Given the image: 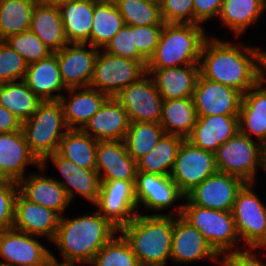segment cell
Returning <instances> with one entry per match:
<instances>
[{
  "label": "cell",
  "instance_id": "40",
  "mask_svg": "<svg viewBox=\"0 0 266 266\" xmlns=\"http://www.w3.org/2000/svg\"><path fill=\"white\" fill-rule=\"evenodd\" d=\"M123 17L124 25H164L160 5L144 0H113Z\"/></svg>",
  "mask_w": 266,
  "mask_h": 266
},
{
  "label": "cell",
  "instance_id": "30",
  "mask_svg": "<svg viewBox=\"0 0 266 266\" xmlns=\"http://www.w3.org/2000/svg\"><path fill=\"white\" fill-rule=\"evenodd\" d=\"M30 30L52 53L58 52L69 43L58 5L37 3L33 10Z\"/></svg>",
  "mask_w": 266,
  "mask_h": 266
},
{
  "label": "cell",
  "instance_id": "55",
  "mask_svg": "<svg viewBox=\"0 0 266 266\" xmlns=\"http://www.w3.org/2000/svg\"><path fill=\"white\" fill-rule=\"evenodd\" d=\"M144 1L156 4V5H161V3L163 2V0H144Z\"/></svg>",
  "mask_w": 266,
  "mask_h": 266
},
{
  "label": "cell",
  "instance_id": "41",
  "mask_svg": "<svg viewBox=\"0 0 266 266\" xmlns=\"http://www.w3.org/2000/svg\"><path fill=\"white\" fill-rule=\"evenodd\" d=\"M94 266H139L129 242L121 234L113 237L94 256Z\"/></svg>",
  "mask_w": 266,
  "mask_h": 266
},
{
  "label": "cell",
  "instance_id": "54",
  "mask_svg": "<svg viewBox=\"0 0 266 266\" xmlns=\"http://www.w3.org/2000/svg\"><path fill=\"white\" fill-rule=\"evenodd\" d=\"M10 181L0 170V183Z\"/></svg>",
  "mask_w": 266,
  "mask_h": 266
},
{
  "label": "cell",
  "instance_id": "6",
  "mask_svg": "<svg viewBox=\"0 0 266 266\" xmlns=\"http://www.w3.org/2000/svg\"><path fill=\"white\" fill-rule=\"evenodd\" d=\"M215 163L218 172L254 183L258 167L266 170V147L239 131L220 145L215 152Z\"/></svg>",
  "mask_w": 266,
  "mask_h": 266
},
{
  "label": "cell",
  "instance_id": "51",
  "mask_svg": "<svg viewBox=\"0 0 266 266\" xmlns=\"http://www.w3.org/2000/svg\"><path fill=\"white\" fill-rule=\"evenodd\" d=\"M265 69V70H263ZM266 50H260L259 55V81L264 85L266 82Z\"/></svg>",
  "mask_w": 266,
  "mask_h": 266
},
{
  "label": "cell",
  "instance_id": "39",
  "mask_svg": "<svg viewBox=\"0 0 266 266\" xmlns=\"http://www.w3.org/2000/svg\"><path fill=\"white\" fill-rule=\"evenodd\" d=\"M164 134L160 123L131 122L123 141L130 156L137 161L152 151Z\"/></svg>",
  "mask_w": 266,
  "mask_h": 266
},
{
  "label": "cell",
  "instance_id": "34",
  "mask_svg": "<svg viewBox=\"0 0 266 266\" xmlns=\"http://www.w3.org/2000/svg\"><path fill=\"white\" fill-rule=\"evenodd\" d=\"M98 141L82 129H68L62 137L57 153L80 167L96 170Z\"/></svg>",
  "mask_w": 266,
  "mask_h": 266
},
{
  "label": "cell",
  "instance_id": "31",
  "mask_svg": "<svg viewBox=\"0 0 266 266\" xmlns=\"http://www.w3.org/2000/svg\"><path fill=\"white\" fill-rule=\"evenodd\" d=\"M58 7L67 41L90 45L94 0H72Z\"/></svg>",
  "mask_w": 266,
  "mask_h": 266
},
{
  "label": "cell",
  "instance_id": "1",
  "mask_svg": "<svg viewBox=\"0 0 266 266\" xmlns=\"http://www.w3.org/2000/svg\"><path fill=\"white\" fill-rule=\"evenodd\" d=\"M259 55L257 48L207 37L201 49L199 74L244 94L259 81Z\"/></svg>",
  "mask_w": 266,
  "mask_h": 266
},
{
  "label": "cell",
  "instance_id": "8",
  "mask_svg": "<svg viewBox=\"0 0 266 266\" xmlns=\"http://www.w3.org/2000/svg\"><path fill=\"white\" fill-rule=\"evenodd\" d=\"M98 51L90 88L115 97L122 89L138 81L146 72L148 61H135Z\"/></svg>",
  "mask_w": 266,
  "mask_h": 266
},
{
  "label": "cell",
  "instance_id": "49",
  "mask_svg": "<svg viewBox=\"0 0 266 266\" xmlns=\"http://www.w3.org/2000/svg\"><path fill=\"white\" fill-rule=\"evenodd\" d=\"M223 0H193L194 24L219 16Z\"/></svg>",
  "mask_w": 266,
  "mask_h": 266
},
{
  "label": "cell",
  "instance_id": "11",
  "mask_svg": "<svg viewBox=\"0 0 266 266\" xmlns=\"http://www.w3.org/2000/svg\"><path fill=\"white\" fill-rule=\"evenodd\" d=\"M115 98L123 106L131 122L160 123L164 100L149 73L122 89Z\"/></svg>",
  "mask_w": 266,
  "mask_h": 266
},
{
  "label": "cell",
  "instance_id": "50",
  "mask_svg": "<svg viewBox=\"0 0 266 266\" xmlns=\"http://www.w3.org/2000/svg\"><path fill=\"white\" fill-rule=\"evenodd\" d=\"M21 127L22 122L0 104V133L18 131Z\"/></svg>",
  "mask_w": 266,
  "mask_h": 266
},
{
  "label": "cell",
  "instance_id": "29",
  "mask_svg": "<svg viewBox=\"0 0 266 266\" xmlns=\"http://www.w3.org/2000/svg\"><path fill=\"white\" fill-rule=\"evenodd\" d=\"M80 89H67L69 94L71 93L72 95L69 98V102L64 95L59 99L69 129H82L108 98L106 94L97 89L90 87H84V89L82 87Z\"/></svg>",
  "mask_w": 266,
  "mask_h": 266
},
{
  "label": "cell",
  "instance_id": "14",
  "mask_svg": "<svg viewBox=\"0 0 266 266\" xmlns=\"http://www.w3.org/2000/svg\"><path fill=\"white\" fill-rule=\"evenodd\" d=\"M242 96L236 89L210 81L199 74L192 98L197 117H205L239 115Z\"/></svg>",
  "mask_w": 266,
  "mask_h": 266
},
{
  "label": "cell",
  "instance_id": "5",
  "mask_svg": "<svg viewBox=\"0 0 266 266\" xmlns=\"http://www.w3.org/2000/svg\"><path fill=\"white\" fill-rule=\"evenodd\" d=\"M21 128L31 152L40 162L46 156L57 152L62 137L69 129L59 101H43L36 111L22 122Z\"/></svg>",
  "mask_w": 266,
  "mask_h": 266
},
{
  "label": "cell",
  "instance_id": "3",
  "mask_svg": "<svg viewBox=\"0 0 266 266\" xmlns=\"http://www.w3.org/2000/svg\"><path fill=\"white\" fill-rule=\"evenodd\" d=\"M176 213L137 216L119 232L129 242L139 264L165 266L171 260L173 215H181L182 205Z\"/></svg>",
  "mask_w": 266,
  "mask_h": 266
},
{
  "label": "cell",
  "instance_id": "48",
  "mask_svg": "<svg viewBox=\"0 0 266 266\" xmlns=\"http://www.w3.org/2000/svg\"><path fill=\"white\" fill-rule=\"evenodd\" d=\"M256 248L248 247L246 250H236L219 255L224 256L222 260H219L222 266H266L262 261L256 257V254H252ZM251 252V253H250Z\"/></svg>",
  "mask_w": 266,
  "mask_h": 266
},
{
  "label": "cell",
  "instance_id": "18",
  "mask_svg": "<svg viewBox=\"0 0 266 266\" xmlns=\"http://www.w3.org/2000/svg\"><path fill=\"white\" fill-rule=\"evenodd\" d=\"M204 258L221 259L194 226L181 215H173L172 261L176 263H191Z\"/></svg>",
  "mask_w": 266,
  "mask_h": 266
},
{
  "label": "cell",
  "instance_id": "12",
  "mask_svg": "<svg viewBox=\"0 0 266 266\" xmlns=\"http://www.w3.org/2000/svg\"><path fill=\"white\" fill-rule=\"evenodd\" d=\"M136 181H100L98 212L119 230L138 214Z\"/></svg>",
  "mask_w": 266,
  "mask_h": 266
},
{
  "label": "cell",
  "instance_id": "26",
  "mask_svg": "<svg viewBox=\"0 0 266 266\" xmlns=\"http://www.w3.org/2000/svg\"><path fill=\"white\" fill-rule=\"evenodd\" d=\"M157 86L163 100L193 97L199 64L171 67L165 69H146Z\"/></svg>",
  "mask_w": 266,
  "mask_h": 266
},
{
  "label": "cell",
  "instance_id": "45",
  "mask_svg": "<svg viewBox=\"0 0 266 266\" xmlns=\"http://www.w3.org/2000/svg\"><path fill=\"white\" fill-rule=\"evenodd\" d=\"M160 9L165 23L194 24L193 0H163Z\"/></svg>",
  "mask_w": 266,
  "mask_h": 266
},
{
  "label": "cell",
  "instance_id": "35",
  "mask_svg": "<svg viewBox=\"0 0 266 266\" xmlns=\"http://www.w3.org/2000/svg\"><path fill=\"white\" fill-rule=\"evenodd\" d=\"M183 140L180 136L164 134L152 151L136 161L137 172L170 176Z\"/></svg>",
  "mask_w": 266,
  "mask_h": 266
},
{
  "label": "cell",
  "instance_id": "36",
  "mask_svg": "<svg viewBox=\"0 0 266 266\" xmlns=\"http://www.w3.org/2000/svg\"><path fill=\"white\" fill-rule=\"evenodd\" d=\"M265 9L266 0H223L218 17L238 36L257 22Z\"/></svg>",
  "mask_w": 266,
  "mask_h": 266
},
{
  "label": "cell",
  "instance_id": "23",
  "mask_svg": "<svg viewBox=\"0 0 266 266\" xmlns=\"http://www.w3.org/2000/svg\"><path fill=\"white\" fill-rule=\"evenodd\" d=\"M239 115L197 117L186 138L194 146L215 153L220 145L239 132Z\"/></svg>",
  "mask_w": 266,
  "mask_h": 266
},
{
  "label": "cell",
  "instance_id": "4",
  "mask_svg": "<svg viewBox=\"0 0 266 266\" xmlns=\"http://www.w3.org/2000/svg\"><path fill=\"white\" fill-rule=\"evenodd\" d=\"M207 35L200 24L164 23L158 45L146 69L199 64Z\"/></svg>",
  "mask_w": 266,
  "mask_h": 266
},
{
  "label": "cell",
  "instance_id": "43",
  "mask_svg": "<svg viewBox=\"0 0 266 266\" xmlns=\"http://www.w3.org/2000/svg\"><path fill=\"white\" fill-rule=\"evenodd\" d=\"M28 64L4 40H0V84L24 80Z\"/></svg>",
  "mask_w": 266,
  "mask_h": 266
},
{
  "label": "cell",
  "instance_id": "46",
  "mask_svg": "<svg viewBox=\"0 0 266 266\" xmlns=\"http://www.w3.org/2000/svg\"><path fill=\"white\" fill-rule=\"evenodd\" d=\"M17 192L18 183L16 181L0 183V232L13 227Z\"/></svg>",
  "mask_w": 266,
  "mask_h": 266
},
{
  "label": "cell",
  "instance_id": "28",
  "mask_svg": "<svg viewBox=\"0 0 266 266\" xmlns=\"http://www.w3.org/2000/svg\"><path fill=\"white\" fill-rule=\"evenodd\" d=\"M238 117L239 131L266 147V87L260 81L243 94Z\"/></svg>",
  "mask_w": 266,
  "mask_h": 266
},
{
  "label": "cell",
  "instance_id": "53",
  "mask_svg": "<svg viewBox=\"0 0 266 266\" xmlns=\"http://www.w3.org/2000/svg\"><path fill=\"white\" fill-rule=\"evenodd\" d=\"M41 266H61V265L59 264L57 258H55V256L51 253V258Z\"/></svg>",
  "mask_w": 266,
  "mask_h": 266
},
{
  "label": "cell",
  "instance_id": "24",
  "mask_svg": "<svg viewBox=\"0 0 266 266\" xmlns=\"http://www.w3.org/2000/svg\"><path fill=\"white\" fill-rule=\"evenodd\" d=\"M29 164L41 165L31 152L22 128L18 131L0 133V170L12 181L18 182L25 177Z\"/></svg>",
  "mask_w": 266,
  "mask_h": 266
},
{
  "label": "cell",
  "instance_id": "27",
  "mask_svg": "<svg viewBox=\"0 0 266 266\" xmlns=\"http://www.w3.org/2000/svg\"><path fill=\"white\" fill-rule=\"evenodd\" d=\"M24 81L42 101H59L62 94H53L65 89L61 78L57 55L28 64Z\"/></svg>",
  "mask_w": 266,
  "mask_h": 266
},
{
  "label": "cell",
  "instance_id": "20",
  "mask_svg": "<svg viewBox=\"0 0 266 266\" xmlns=\"http://www.w3.org/2000/svg\"><path fill=\"white\" fill-rule=\"evenodd\" d=\"M61 215L40 204L33 203L17 192L13 229L35 236L54 239Z\"/></svg>",
  "mask_w": 266,
  "mask_h": 266
},
{
  "label": "cell",
  "instance_id": "15",
  "mask_svg": "<svg viewBox=\"0 0 266 266\" xmlns=\"http://www.w3.org/2000/svg\"><path fill=\"white\" fill-rule=\"evenodd\" d=\"M35 235L9 229L0 232V257L5 266H41L51 258V252ZM35 238V239H34Z\"/></svg>",
  "mask_w": 266,
  "mask_h": 266
},
{
  "label": "cell",
  "instance_id": "44",
  "mask_svg": "<svg viewBox=\"0 0 266 266\" xmlns=\"http://www.w3.org/2000/svg\"><path fill=\"white\" fill-rule=\"evenodd\" d=\"M103 49L110 55L121 56L135 61H147L135 46L134 26L131 25H123Z\"/></svg>",
  "mask_w": 266,
  "mask_h": 266
},
{
  "label": "cell",
  "instance_id": "33",
  "mask_svg": "<svg viewBox=\"0 0 266 266\" xmlns=\"http://www.w3.org/2000/svg\"><path fill=\"white\" fill-rule=\"evenodd\" d=\"M123 25V17L113 0H94L90 45L104 48Z\"/></svg>",
  "mask_w": 266,
  "mask_h": 266
},
{
  "label": "cell",
  "instance_id": "56",
  "mask_svg": "<svg viewBox=\"0 0 266 266\" xmlns=\"http://www.w3.org/2000/svg\"><path fill=\"white\" fill-rule=\"evenodd\" d=\"M260 247L266 249V238L256 248H260Z\"/></svg>",
  "mask_w": 266,
  "mask_h": 266
},
{
  "label": "cell",
  "instance_id": "38",
  "mask_svg": "<svg viewBox=\"0 0 266 266\" xmlns=\"http://www.w3.org/2000/svg\"><path fill=\"white\" fill-rule=\"evenodd\" d=\"M37 0H0V40L30 30Z\"/></svg>",
  "mask_w": 266,
  "mask_h": 266
},
{
  "label": "cell",
  "instance_id": "16",
  "mask_svg": "<svg viewBox=\"0 0 266 266\" xmlns=\"http://www.w3.org/2000/svg\"><path fill=\"white\" fill-rule=\"evenodd\" d=\"M86 43H68L58 52L57 61L64 86L70 88L89 87L94 70V63L99 48Z\"/></svg>",
  "mask_w": 266,
  "mask_h": 266
},
{
  "label": "cell",
  "instance_id": "47",
  "mask_svg": "<svg viewBox=\"0 0 266 266\" xmlns=\"http://www.w3.org/2000/svg\"><path fill=\"white\" fill-rule=\"evenodd\" d=\"M163 25L134 26L135 46L147 60L153 56Z\"/></svg>",
  "mask_w": 266,
  "mask_h": 266
},
{
  "label": "cell",
  "instance_id": "19",
  "mask_svg": "<svg viewBox=\"0 0 266 266\" xmlns=\"http://www.w3.org/2000/svg\"><path fill=\"white\" fill-rule=\"evenodd\" d=\"M96 171L100 181H136L137 164L128 153L124 141H98Z\"/></svg>",
  "mask_w": 266,
  "mask_h": 266
},
{
  "label": "cell",
  "instance_id": "22",
  "mask_svg": "<svg viewBox=\"0 0 266 266\" xmlns=\"http://www.w3.org/2000/svg\"><path fill=\"white\" fill-rule=\"evenodd\" d=\"M130 123L119 101L115 97H108L82 130L97 141H123Z\"/></svg>",
  "mask_w": 266,
  "mask_h": 266
},
{
  "label": "cell",
  "instance_id": "37",
  "mask_svg": "<svg viewBox=\"0 0 266 266\" xmlns=\"http://www.w3.org/2000/svg\"><path fill=\"white\" fill-rule=\"evenodd\" d=\"M19 81L0 84V104L23 122L36 111L43 101L24 80Z\"/></svg>",
  "mask_w": 266,
  "mask_h": 266
},
{
  "label": "cell",
  "instance_id": "57",
  "mask_svg": "<svg viewBox=\"0 0 266 266\" xmlns=\"http://www.w3.org/2000/svg\"><path fill=\"white\" fill-rule=\"evenodd\" d=\"M139 266H155V265H142V264H140Z\"/></svg>",
  "mask_w": 266,
  "mask_h": 266
},
{
  "label": "cell",
  "instance_id": "52",
  "mask_svg": "<svg viewBox=\"0 0 266 266\" xmlns=\"http://www.w3.org/2000/svg\"><path fill=\"white\" fill-rule=\"evenodd\" d=\"M67 1H72V0H37L38 3L46 5H59Z\"/></svg>",
  "mask_w": 266,
  "mask_h": 266
},
{
  "label": "cell",
  "instance_id": "42",
  "mask_svg": "<svg viewBox=\"0 0 266 266\" xmlns=\"http://www.w3.org/2000/svg\"><path fill=\"white\" fill-rule=\"evenodd\" d=\"M27 64L47 58L52 52L31 30L8 36L4 40Z\"/></svg>",
  "mask_w": 266,
  "mask_h": 266
},
{
  "label": "cell",
  "instance_id": "13",
  "mask_svg": "<svg viewBox=\"0 0 266 266\" xmlns=\"http://www.w3.org/2000/svg\"><path fill=\"white\" fill-rule=\"evenodd\" d=\"M245 182L239 177L216 172L185 195L183 205H197L220 211H232L237 193Z\"/></svg>",
  "mask_w": 266,
  "mask_h": 266
},
{
  "label": "cell",
  "instance_id": "21",
  "mask_svg": "<svg viewBox=\"0 0 266 266\" xmlns=\"http://www.w3.org/2000/svg\"><path fill=\"white\" fill-rule=\"evenodd\" d=\"M135 195L137 205L143 204L148 210H164L185 195L168 175L145 172L136 173Z\"/></svg>",
  "mask_w": 266,
  "mask_h": 266
},
{
  "label": "cell",
  "instance_id": "10",
  "mask_svg": "<svg viewBox=\"0 0 266 266\" xmlns=\"http://www.w3.org/2000/svg\"><path fill=\"white\" fill-rule=\"evenodd\" d=\"M216 172L215 153L194 146L184 139L170 176L180 191L186 195Z\"/></svg>",
  "mask_w": 266,
  "mask_h": 266
},
{
  "label": "cell",
  "instance_id": "9",
  "mask_svg": "<svg viewBox=\"0 0 266 266\" xmlns=\"http://www.w3.org/2000/svg\"><path fill=\"white\" fill-rule=\"evenodd\" d=\"M254 183H245L239 190L232 209L240 240L256 248L266 238V205L252 190Z\"/></svg>",
  "mask_w": 266,
  "mask_h": 266
},
{
  "label": "cell",
  "instance_id": "17",
  "mask_svg": "<svg viewBox=\"0 0 266 266\" xmlns=\"http://www.w3.org/2000/svg\"><path fill=\"white\" fill-rule=\"evenodd\" d=\"M51 160L64 181H56L65 189L68 199L72 201L76 193L95 204L99 198L100 179L96 170H89L78 166L69 159L61 157L57 152L46 156L39 169L45 170L47 160Z\"/></svg>",
  "mask_w": 266,
  "mask_h": 266
},
{
  "label": "cell",
  "instance_id": "25",
  "mask_svg": "<svg viewBox=\"0 0 266 266\" xmlns=\"http://www.w3.org/2000/svg\"><path fill=\"white\" fill-rule=\"evenodd\" d=\"M17 183L18 191L25 198L55 211L61 216L71 202L65 189L52 177L34 173L29 177L20 179Z\"/></svg>",
  "mask_w": 266,
  "mask_h": 266
},
{
  "label": "cell",
  "instance_id": "2",
  "mask_svg": "<svg viewBox=\"0 0 266 266\" xmlns=\"http://www.w3.org/2000/svg\"><path fill=\"white\" fill-rule=\"evenodd\" d=\"M119 232L97 210L93 215L74 219L61 216L52 240L63 257L61 266H76L78 262L90 264L97 252Z\"/></svg>",
  "mask_w": 266,
  "mask_h": 266
},
{
  "label": "cell",
  "instance_id": "7",
  "mask_svg": "<svg viewBox=\"0 0 266 266\" xmlns=\"http://www.w3.org/2000/svg\"><path fill=\"white\" fill-rule=\"evenodd\" d=\"M181 216L202 234L218 255L234 251L235 243L241 241L235 228L232 211L182 205Z\"/></svg>",
  "mask_w": 266,
  "mask_h": 266
},
{
  "label": "cell",
  "instance_id": "32",
  "mask_svg": "<svg viewBox=\"0 0 266 266\" xmlns=\"http://www.w3.org/2000/svg\"><path fill=\"white\" fill-rule=\"evenodd\" d=\"M197 114L192 97L164 100L160 125L165 134L186 139L196 124Z\"/></svg>",
  "mask_w": 266,
  "mask_h": 266
}]
</instances>
